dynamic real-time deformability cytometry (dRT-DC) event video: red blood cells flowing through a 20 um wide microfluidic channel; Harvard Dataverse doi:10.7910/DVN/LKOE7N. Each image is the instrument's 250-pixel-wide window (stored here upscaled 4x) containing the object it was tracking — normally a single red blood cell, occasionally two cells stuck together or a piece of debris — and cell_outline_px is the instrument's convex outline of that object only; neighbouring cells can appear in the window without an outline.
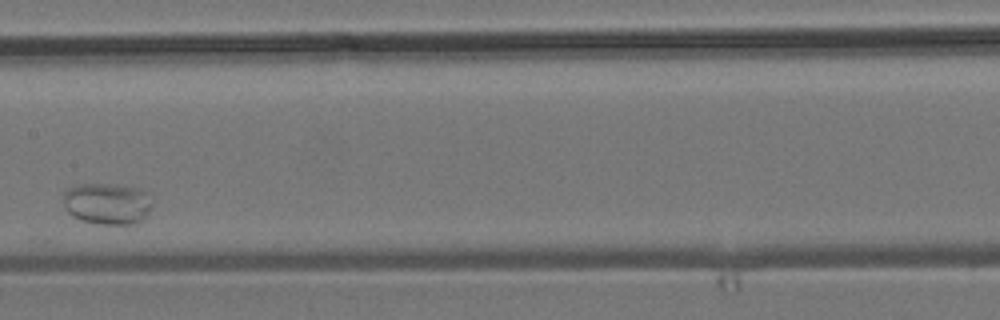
{"species": "common noctule bat (a hibernating species)", "species_latin": "Nyctalus noctula", "temperature_condition": "room temperature", "stored_images_in_passage": 7, "camera_frame_rate_fps": 3000, "um_per_image_px": 0.085, "animal": {"sex": "male", "body_mass_g": 19.2, "forearm_length_mm": 51.8}, "frame": {"image": 1, "passage_image": 4, "time_ms": 4.333, "image_size_px": [1000, 320], "cell_outline_px": [[152, 204], [148, 212], [136, 224], [100, 224], [80, 220], [72, 216], [64, 208], [64, 192], [68, 188], [76, 184], [108, 184], [140, 188], [148, 192]], "centroid_in_image_um": [9.1, 17.3], "position_along_channel_um": 198.3, "area_um2": 21.62}}
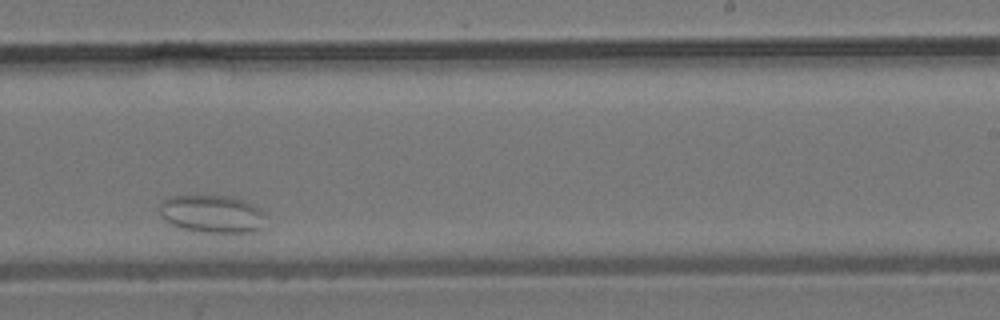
{"frame": {"image": 2, "passage_image": 6, "time_ms": 6.667, "image_size_px": [1000, 320], "cell_outline_px": [[268, 228], [260, 232], [200, 232], [180, 228], [168, 224], [160, 216], [160, 204], [168, 196], [232, 196], [244, 200], [260, 208], [268, 216]], "centroid_in_image_um": [18.13, 18.21], "position_along_channel_um": 270.9, "area_um2": 24.22}}
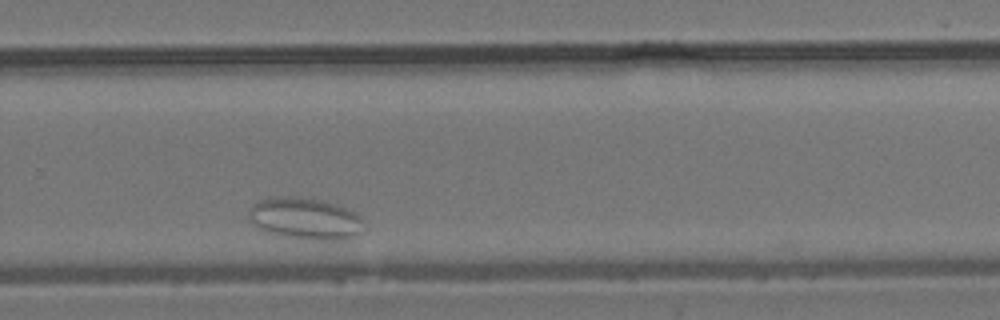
{"frame": {"image": 3, "passage_image": 7, "time_ms": 7.667, "image_size_px": [1000, 320], "cell_outline_px": [[368, 224], [356, 236], [344, 240], [312, 240], [276, 236], [256, 228], [252, 224], [248, 216], [248, 208], [252, 204], [260, 200], [288, 196], [320, 200], [336, 204], [356, 212]], "centroid_in_image_um": [25.96, 18.61], "position_along_channel_um": 303.8, "area_um2": 28.61}}